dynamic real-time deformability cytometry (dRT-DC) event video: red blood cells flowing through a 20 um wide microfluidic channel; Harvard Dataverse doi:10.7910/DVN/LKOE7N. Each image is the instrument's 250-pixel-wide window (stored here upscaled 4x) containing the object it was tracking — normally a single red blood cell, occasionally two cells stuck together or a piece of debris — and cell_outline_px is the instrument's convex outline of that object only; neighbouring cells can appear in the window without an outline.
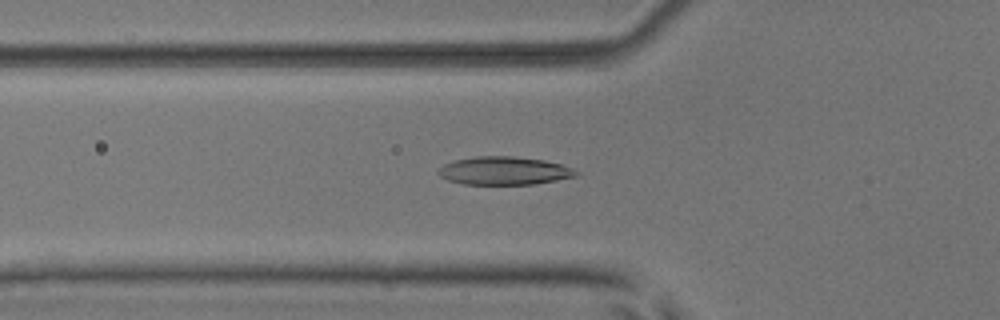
{"species": "common noctule bat (a hibernating species)", "species_latin": "Nyctalus noctula", "temperature_condition": "room temperature", "stored_images_in_passage": 33, "camera_frame_rate_fps": 3000, "um_per_image_px": 0.085, "animal": {"sex": "male", "body_mass_g": 17.9, "forearm_length_mm": 54.2}, "frame": {"image": 1, "passage_image": 3, "time_ms": 0.667, "image_size_px": [1000, 320], "cell_outline_px": [[580, 172], [576, 176], [556, 180], [532, 184], [464, 184], [448, 180], [440, 176], [436, 172], [444, 164], [456, 160], [476, 156], [512, 156], [544, 160], [560, 164], [572, 168]], "centroid_in_image_um": [42.85, 14.51], "position_along_channel_um": 83.0, "area_um2": 22.43}}
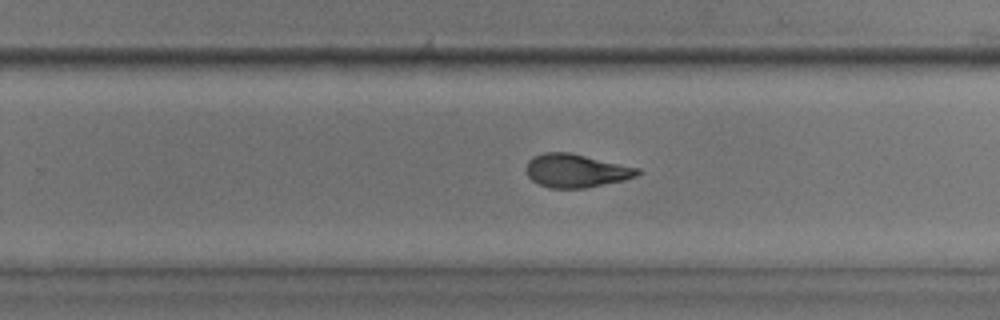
{"frame": {"image": 2, "passage_image": 18, "time_ms": 5.667, "image_size_px": [1000, 320], "cell_outline_px": [[640, 172], [636, 176], [624, 180], [584, 188], [548, 188], [532, 180], [528, 176], [528, 160], [532, 156], [544, 152], [568, 152], [640, 168]], "centroid_in_image_um": [48.96, 14.51], "position_along_channel_um": 280.8, "area_um2": 21.44}}
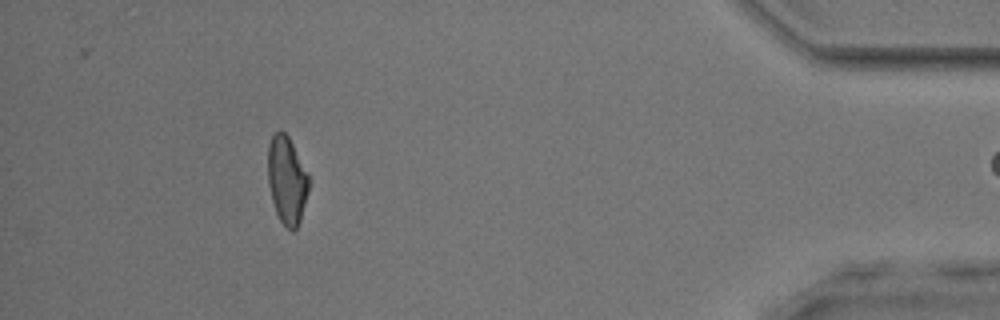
{"frame": {"image": 3, "passage_image": 32, "time_ms": 10.333, "image_size_px": [1000, 320], "cell_outline_px": [[312, 180], [300, 220], [296, 228], [292, 232], [280, 220], [276, 212], [272, 200], [268, 184], [268, 144], [272, 136], [280, 128], [288, 136], [308, 172]], "centroid_in_image_um": [24.41, 15.29], "position_along_channel_um": 410.8, "area_um2": 21.15}}